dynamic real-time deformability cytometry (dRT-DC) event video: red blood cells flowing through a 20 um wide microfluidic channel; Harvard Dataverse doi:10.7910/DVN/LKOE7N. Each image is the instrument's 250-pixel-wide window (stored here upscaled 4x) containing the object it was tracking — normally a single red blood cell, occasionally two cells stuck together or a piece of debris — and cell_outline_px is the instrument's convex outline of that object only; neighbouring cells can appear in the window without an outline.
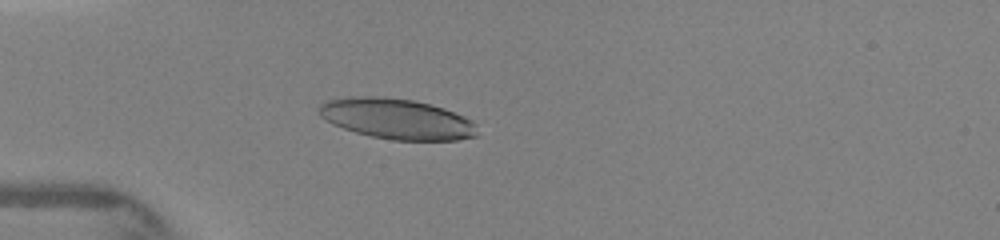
{"species": "human", "species_latin": "Homo sapiens", "temperature_condition": "warm", "stored_images_in_passage": 11, "camera_frame_rate_fps": 3000, "um_per_image_px": 0.085, "donor": {"sex": "female"}, "frame": {"image": 1, "passage_image": 10, "time_ms": 4.333, "image_size_px": [1000, 240], "cell_outline_px": [[480, 136], [456, 140], [392, 140], [372, 136], [356, 132], [332, 124], [320, 116], [316, 108], [320, 104], [328, 100], [348, 96], [384, 96], [412, 100], [444, 108], [464, 116], [472, 120], [476, 124]], "centroid_in_image_um": [33.74, 10.1], "position_along_channel_um": 51.3, "area_um2": 37.69}}